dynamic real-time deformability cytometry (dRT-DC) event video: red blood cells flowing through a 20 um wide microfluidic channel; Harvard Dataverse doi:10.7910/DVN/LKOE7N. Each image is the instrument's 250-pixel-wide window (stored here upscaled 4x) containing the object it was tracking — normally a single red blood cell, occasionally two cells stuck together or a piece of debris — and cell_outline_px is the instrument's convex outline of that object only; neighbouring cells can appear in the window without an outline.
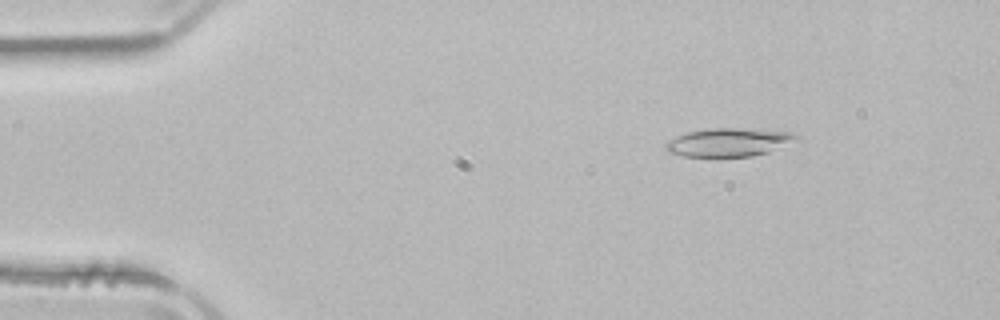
{"species": "common noctule bat (a hibernating species)", "species_latin": "Nyctalus noctula", "temperature_condition": "room temperature", "stored_images_in_passage": 51, "camera_frame_rate_fps": 3000, "um_per_image_px": 0.085, "animal": {"sex": "male", "body_mass_g": 21.5, "forearm_length_mm": 52.0}, "frame": {"image": 1, "passage_image": 7, "time_ms": 2.0, "image_size_px": [1000, 320], "cell_outline_px": [[804, 140], [768, 152], [752, 156], [684, 156], [668, 152], [664, 148], [664, 144], [668, 140], [676, 136], [688, 132], [712, 128], [740, 128], [792, 132], [800, 136]], "centroid_in_image_um": [62.03, 12.09], "position_along_channel_um": 23.0, "area_um2": 21.85}}
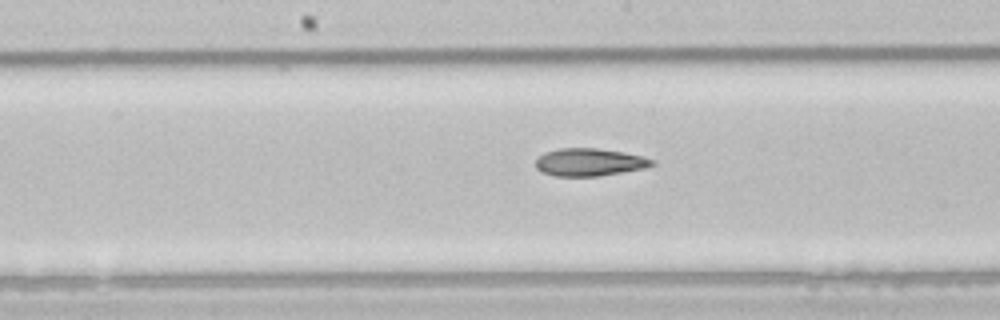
{"frame": {"image": 2, "passage_image": 26, "time_ms": 8.333, "image_size_px": [1000, 320], "cell_outline_px": [[656, 164], [644, 168], [600, 176], [556, 176], [544, 172], [536, 168], [536, 160], [544, 152], [556, 148], [596, 148], [624, 152], [644, 156], [656, 160]], "centroid_in_image_um": [50.14, 13.77], "position_along_channel_um": 198.1, "area_um2": 18.84}}
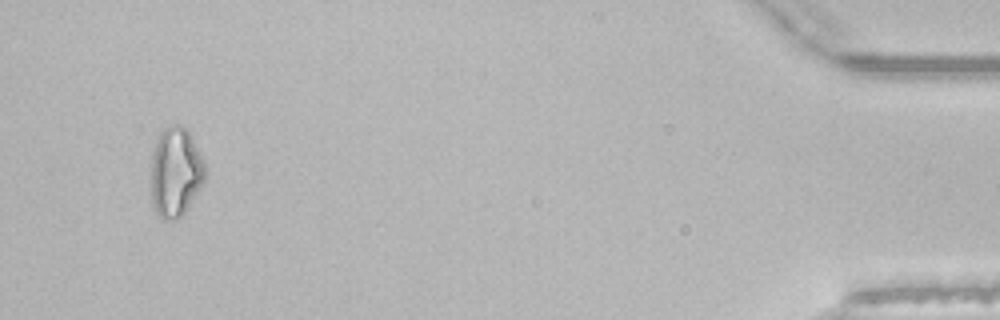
{"frame": {"image": 3, "passage_image": 49, "time_ms": 16.0, "image_size_px": [1000, 320], "cell_outline_px": [[204, 180], [200, 188], [184, 212], [176, 220], [164, 220], [152, 208], [152, 152], [160, 132], [164, 128], [172, 124], [180, 124], [188, 128], [204, 164]], "centroid_in_image_um": [14.9, 14.61], "position_along_channel_um": 420.3, "area_um2": 27.98}, "authors_computed_cell_mechanics": {"area_um2": 20.6346, "velocity_mm_per_s": 3.9562, "shape_relaxation_time_tau1_ms": 6.6966, "shape_relaxation_time_tau2_ms": 4.7356, "deformation_change_tau1": 0.1715, "deformation_change_tau2": 0.1404}}